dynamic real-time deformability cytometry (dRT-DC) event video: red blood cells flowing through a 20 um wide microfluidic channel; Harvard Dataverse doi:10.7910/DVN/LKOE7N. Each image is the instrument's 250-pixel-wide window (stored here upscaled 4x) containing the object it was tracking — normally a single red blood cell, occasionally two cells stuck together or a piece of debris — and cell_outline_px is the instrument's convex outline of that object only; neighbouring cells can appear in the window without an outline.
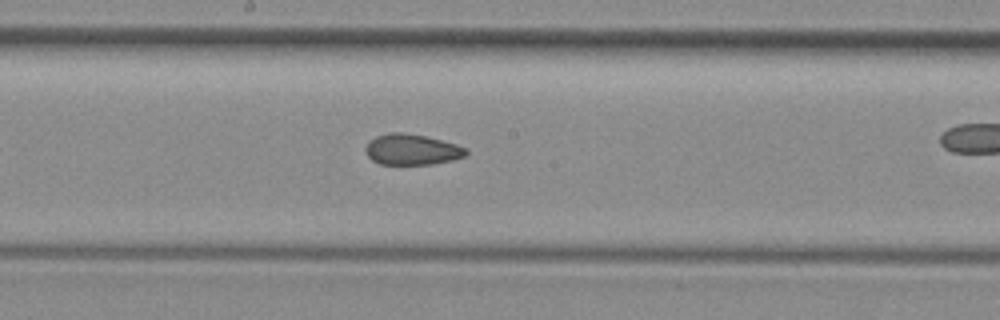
{"species": "common noctule bat (a hibernating species)", "species_latin": "Nyctalus noctula", "temperature_condition": "room temperature", "stored_images_in_passage": 33, "camera_frame_rate_fps": 3000, "um_per_image_px": 0.085, "animal": {"sex": "female", "body_mass_g": 29.2, "forearm_length_mm": 56.3}, "frame": {"image": 1, "passage_image": 19, "time_ms": 6.0, "image_size_px": [1000, 320], "cell_outline_px": [[468, 152], [464, 156], [452, 160], [432, 164], [380, 164], [372, 160], [364, 152], [364, 148], [376, 136], [388, 132], [404, 132], [424, 136], [456, 144], [464, 148]], "centroid_in_image_um": [34.97, 12.71], "position_along_channel_um": 213.2, "area_um2": 17.86}}
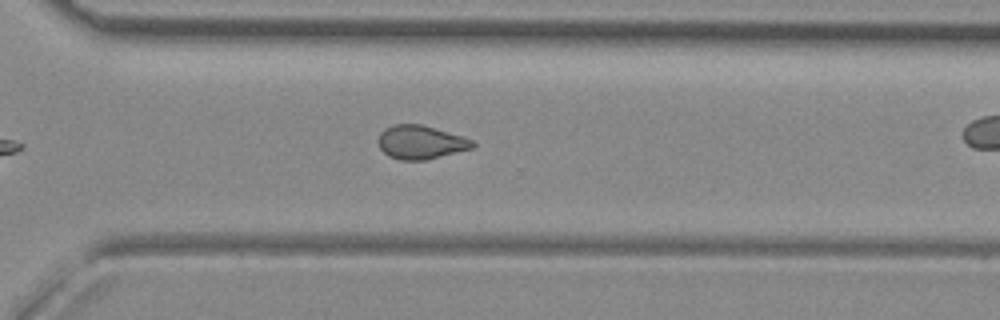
{"frame": {"image": 2, "passage_image": 28, "time_ms": 9.0, "image_size_px": [1000, 320], "cell_outline_px": [[476, 144], [472, 148], [424, 160], [400, 160], [388, 156], [380, 148], [380, 132], [384, 128], [396, 124], [420, 124], [460, 136], [472, 140]], "centroid_in_image_um": [35.73, 12.09], "position_along_channel_um": 334.9, "area_um2": 18.03}}